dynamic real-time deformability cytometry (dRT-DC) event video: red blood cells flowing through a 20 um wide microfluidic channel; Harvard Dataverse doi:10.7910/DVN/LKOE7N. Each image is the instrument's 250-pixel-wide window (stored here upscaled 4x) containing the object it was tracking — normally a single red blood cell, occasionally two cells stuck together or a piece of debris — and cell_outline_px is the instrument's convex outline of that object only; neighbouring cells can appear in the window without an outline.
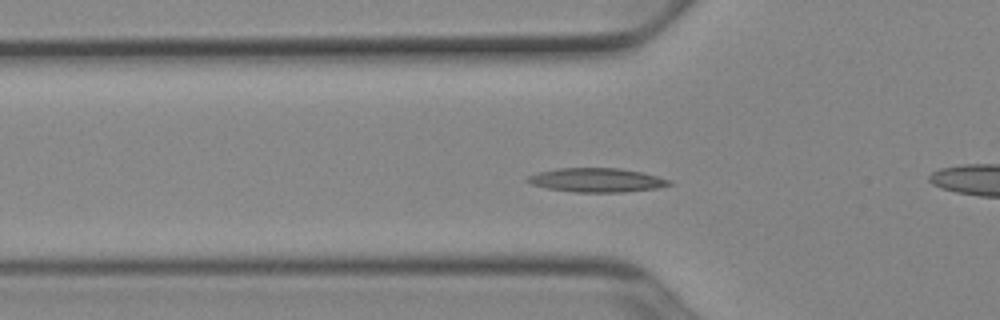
{"species": "Egyptian fruit bat (a non-hibernating species)", "species_latin": "Rousettus aegyptiacus", "temperature_condition": "cold", "stored_images_in_passage": 51, "camera_frame_rate_fps": 3000, "um_per_image_px": 0.085, "animal": {"sex": "female"}, "frame": {"image": 1, "passage_image": 15, "time_ms": 4.667, "image_size_px": [1000, 320], "cell_outline_px": [[672, 184], [656, 188], [624, 192], [576, 192], [548, 188], [532, 184], [524, 180], [528, 176], [536, 172], [560, 168], [620, 168], [640, 172], [672, 180]], "centroid_in_image_um": [50.7, 15.3], "position_along_channel_um": 75.1, "area_um2": 19.71}}
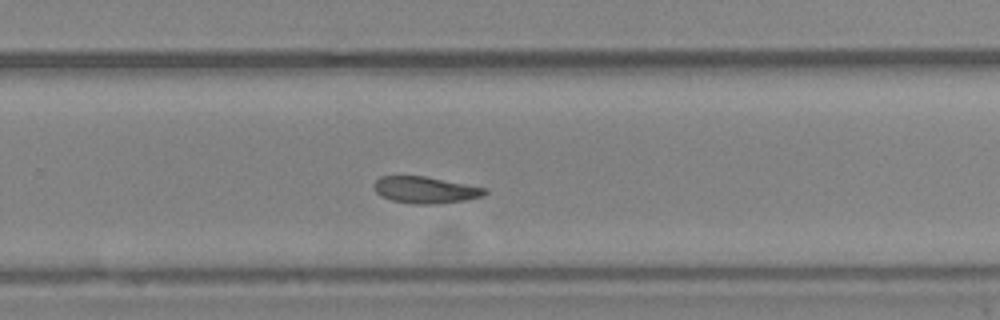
{"frame": {"image": 2, "passage_image": 32, "time_ms": 10.333, "image_size_px": [1000, 320], "cell_outline_px": [[488, 192], [484, 196], [464, 200], [436, 204], [416, 204], [392, 200], [380, 196], [372, 188], [372, 184], [380, 176], [424, 176], [488, 188]], "centroid_in_image_um": [36.14, 16.14], "position_along_channel_um": 293.7, "area_um2": 17.34}}
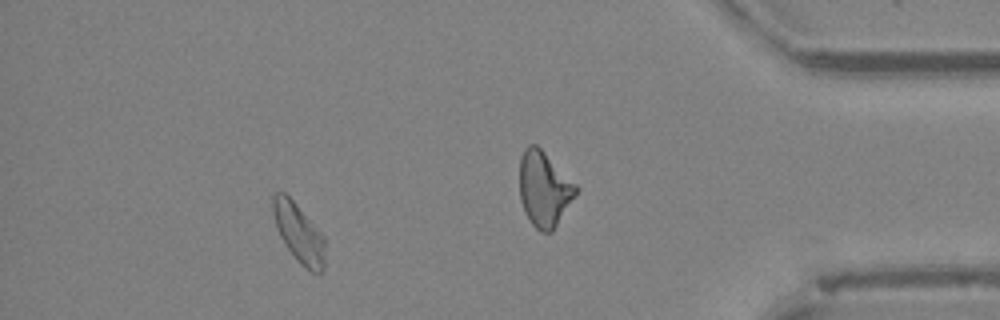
{"frame": {"image": 3, "passage_image": 45, "time_ms": 14.667, "image_size_px": [1000, 320], "cell_outline_px": [[324, 268], [320, 272], [312, 272], [304, 268], [296, 260], [284, 244], [276, 228], [272, 212], [272, 196], [276, 192], [284, 192], [296, 204], [324, 236]], "centroid_in_image_um": [25.37, 19.81], "position_along_channel_um": 409.8, "area_um2": 17.86}}